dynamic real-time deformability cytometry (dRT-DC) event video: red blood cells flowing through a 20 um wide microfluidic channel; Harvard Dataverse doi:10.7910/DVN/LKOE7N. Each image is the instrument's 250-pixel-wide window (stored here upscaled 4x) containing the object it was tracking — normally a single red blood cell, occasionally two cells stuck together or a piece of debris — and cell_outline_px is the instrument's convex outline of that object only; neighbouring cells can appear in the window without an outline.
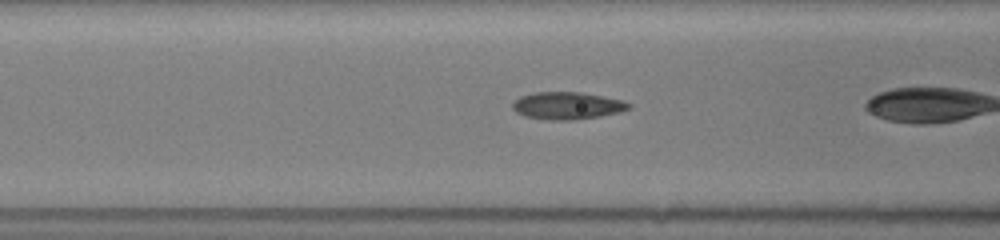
{"species": "common noctule bat (a hibernating species)", "species_latin": "Nyctalus noctula", "temperature_condition": "room temperature", "stored_images_in_passage": 33, "camera_frame_rate_fps": 3000, "um_per_image_px": 0.085, "animal": {"sex": "female", "body_mass_g": 19.5, "forearm_length_mm": 54.1}, "frame": {"image": 1, "passage_image": 27, "time_ms": 6.333, "image_size_px": [1000, 240], "cell_outline_px": [[632, 108], [620, 112], [600, 116], [572, 120], [552, 120], [524, 116], [516, 112], [512, 108], [512, 104], [520, 96], [536, 92], [580, 92], [604, 96], [624, 100], [632, 104]], "centroid_in_image_um": [48.26, 8.98], "position_along_channel_um": 118.3, "area_um2": 18.61}}
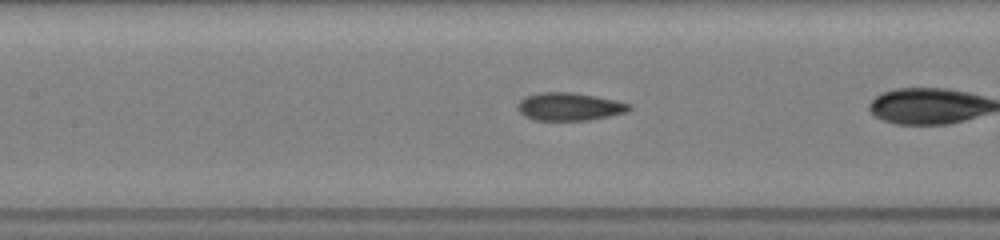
{"frame": {"image": 2, "passage_image": 30, "time_ms": 7.333, "image_size_px": [1000, 240], "cell_outline_px": [[632, 108], [628, 112], [588, 120], [532, 120], [524, 116], [516, 108], [516, 104], [520, 100], [528, 96], [544, 92], [572, 92], [596, 96], [616, 100], [632, 104]], "centroid_in_image_um": [48.41, 9.07], "position_along_channel_um": 159.0, "area_um2": 18.21}}